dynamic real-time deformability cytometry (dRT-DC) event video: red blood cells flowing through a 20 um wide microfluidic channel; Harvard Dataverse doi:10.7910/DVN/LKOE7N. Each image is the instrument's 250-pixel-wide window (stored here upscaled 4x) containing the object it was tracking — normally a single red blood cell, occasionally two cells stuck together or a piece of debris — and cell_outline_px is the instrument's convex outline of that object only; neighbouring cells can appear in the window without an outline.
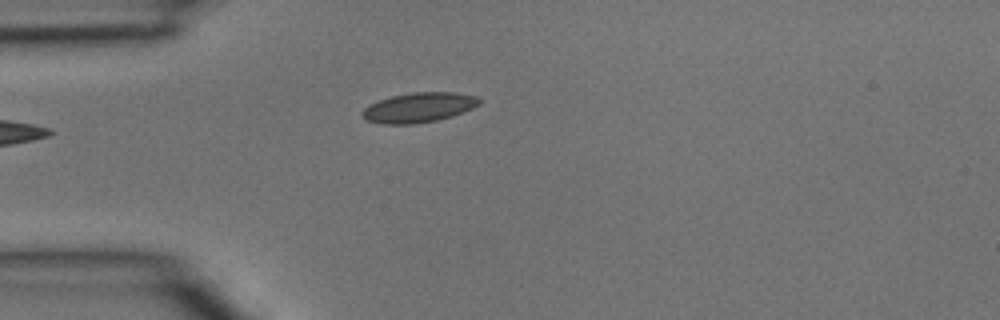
{"species": "common noctule bat (a hibernating species)", "species_latin": "Nyctalus noctula", "temperature_condition": "room temperature", "stored_images_in_passage": 4, "camera_frame_rate_fps": 3000, "um_per_image_px": 0.085, "animal": {"sex": "male", "body_mass_g": 15.6}, "frame": {"image": 1, "passage_image": 4, "time_ms": 1.0, "image_size_px": [1000, 320], "cell_outline_px": [[484, 100], [480, 104], [472, 108], [452, 116], [436, 120], [412, 124], [384, 124], [368, 120], [360, 116], [360, 112], [368, 104], [392, 96], [412, 92], [452, 92], [476, 96]], "centroid_in_image_um": [35.59, 9.13], "position_along_channel_um": 49.4, "area_um2": 20.35}}